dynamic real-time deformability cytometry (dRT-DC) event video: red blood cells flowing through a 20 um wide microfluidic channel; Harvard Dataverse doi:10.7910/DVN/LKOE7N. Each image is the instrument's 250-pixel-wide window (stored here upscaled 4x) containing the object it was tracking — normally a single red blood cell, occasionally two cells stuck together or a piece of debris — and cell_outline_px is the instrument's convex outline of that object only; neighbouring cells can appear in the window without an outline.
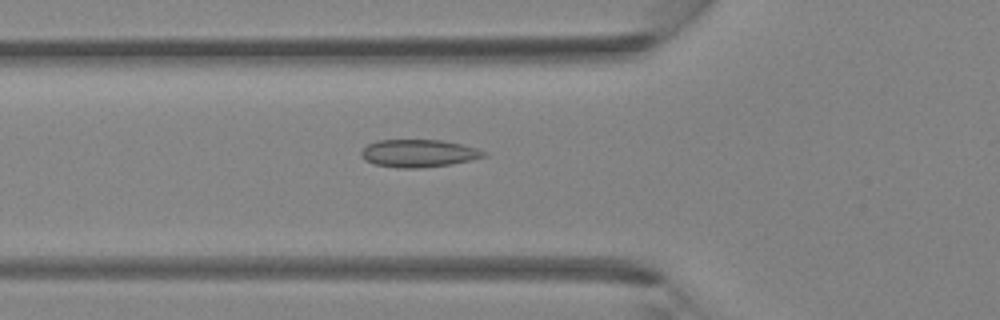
{"species": "Egyptian fruit bat (a non-hibernating species)", "species_latin": "Rousettus aegyptiacus", "temperature_condition": "room temperature", "stored_images_in_passage": 41, "camera_frame_rate_fps": 3000, "um_per_image_px": 0.085, "animal": {"sex": "female"}, "frame": {"image": 1, "passage_image": 15, "time_ms": 4.667, "image_size_px": [1000, 320], "cell_outline_px": [[488, 156], [452, 164], [420, 168], [396, 168], [376, 164], [364, 160], [360, 156], [360, 152], [368, 144], [376, 140], [440, 140], [460, 144], [476, 148], [488, 152]], "centroid_in_image_um": [35.58, 13.03], "position_along_channel_um": 90.2, "area_um2": 19.83}}
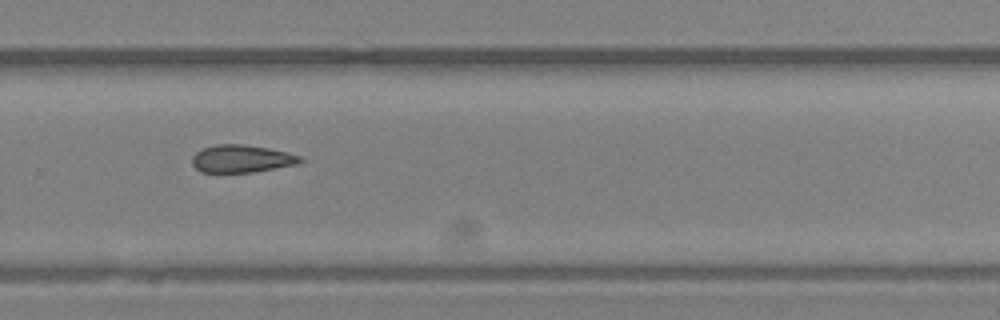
{"frame": {"image": 2, "passage_image": 28, "time_ms": 9.0, "image_size_px": [1000, 320], "cell_outline_px": [[304, 160], [296, 164], [252, 172], [200, 172], [192, 164], [192, 156], [196, 152], [204, 148], [216, 144], [244, 144], [268, 148], [288, 152], [300, 156]], "centroid_in_image_um": [20.52, 13.48], "position_along_channel_um": 309.3, "area_um2": 17.28}}
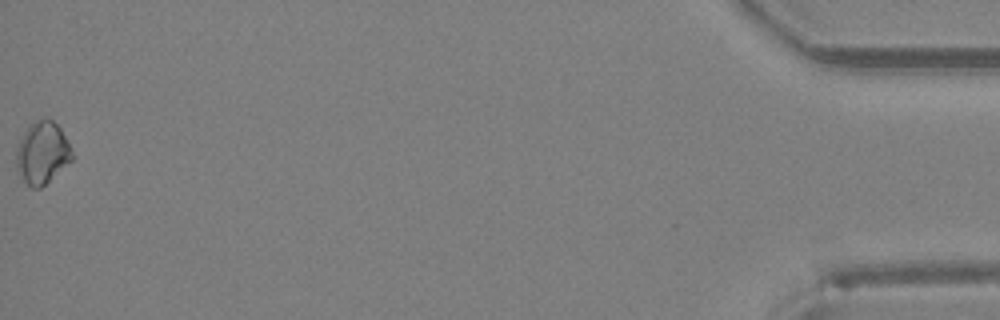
{"frame": {"image": 3, "passage_image": 41, "time_ms": 13.333, "image_size_px": [1000, 320], "cell_outline_px": [[72, 160], [40, 188], [32, 188], [24, 180], [16, 168], [16, 148], [24, 132], [36, 120], [44, 116], [52, 120], [60, 128], [72, 152]], "centroid_in_image_um": [3.57, 12.97], "position_along_channel_um": 431.6, "area_um2": 19.83}}